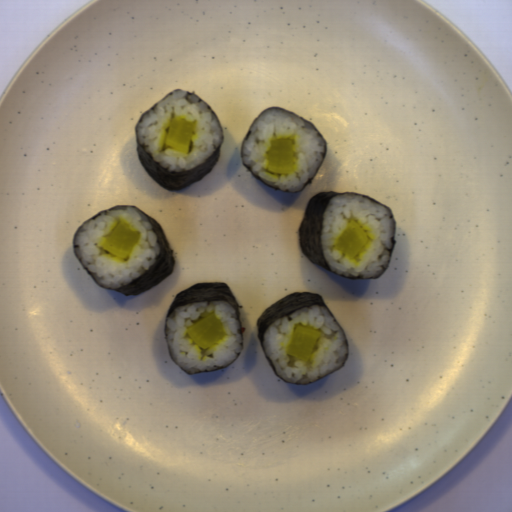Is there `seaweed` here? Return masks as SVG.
Wrapping results in <instances>:
<instances>
[{"label": "seaweed", "instance_id": "seaweed-5", "mask_svg": "<svg viewBox=\"0 0 512 512\" xmlns=\"http://www.w3.org/2000/svg\"><path fill=\"white\" fill-rule=\"evenodd\" d=\"M226 299L228 301H230L233 304V306L236 308L237 318L241 322L240 308H244V307L238 305L230 286L227 285L226 283H219V282L212 281V282L192 284L189 287H187L186 289H184L181 292H179L178 294H176L169 306L167 316H166V319L164 322L163 332H164L165 340H166V335H165L166 320L172 310H174L177 307L183 306L185 304L191 303V302H204V301H209V300H226ZM238 333L242 334V336H243L242 324H241V328L238 331ZM166 344H167V340H166ZM167 348H168V345H167ZM243 350H244V338H243ZM243 350H242V352H243ZM242 352L239 354V356L242 354ZM168 353L170 356L169 349H168ZM239 356H238V358H239ZM170 358H171V356H170ZM171 360H172V358H171ZM234 362H232L229 366H231ZM177 368L180 371H182L184 374L196 375V374L205 373V372H216V371L225 369L227 367L217 369L214 371H204V372H199V373H195V374L190 373V372H185L179 366H177Z\"/></svg>", "mask_w": 512, "mask_h": 512}, {"label": "seaweed", "instance_id": "seaweed-6", "mask_svg": "<svg viewBox=\"0 0 512 512\" xmlns=\"http://www.w3.org/2000/svg\"><path fill=\"white\" fill-rule=\"evenodd\" d=\"M273 108H280V109H282V110H284V111H286V112H288V113H291V114H293V115H295V116H297V117H299V118H301V119H303V120H305V121L309 122V123H310V124H311V125H312L316 130H317V132L321 135V137H322V138L324 139V141L326 142V151H325V154H323V155H324V159H323V161H322V163H321L320 167L318 168V170H317V172H316L315 176H313V177L309 178L308 182L305 184V186H304V188H305L308 184H312V182H313L314 178L317 176V174H318V172H319L320 168L322 167V165H323V163H324V161H325V158H326V152H327V144H328V140L325 138V136L320 132V130H319V129H318V128H317V127H316V126H315V125L310 121V120H308V119H306L305 117H303V116H301V115H299V114H297V113H295V112H292V111H290V110H288V109H286V108H284V107H275V106H274V107H270V108H265L264 110H262L261 112H259V113H258V115L256 116V118H255V119L253 120V122L251 123V125L256 121V119H257L261 114H263V113H264L265 111H267L268 109H273ZM251 125H250V127H249V129H248L247 133L245 134V136H244V138H243L242 142H241V146H240V158H241V160H242V146H243V142H244V140H245V139H247V138H248V136H249V134H250ZM242 163H243L244 167L246 168V170L251 174V177H253V178H255V179H257V180H259V181H261V182H262V180L260 179V177H259V176H256L255 174H253V173H252L250 166H247L246 164H244L243 160H242ZM262 183H263V182H262ZM264 184H265V183H264ZM265 185H267V184H265ZM267 186H269V185H267ZM269 187H271V186H269ZM271 188H273V187H271ZM304 188H303L301 191H297V192H289V193H294V194H295V193H298V192H302V191L304 190ZM273 189H275V188H273ZM275 190H278V189H275ZM279 191H280V190H279ZM286 192H288V190H287Z\"/></svg>", "mask_w": 512, "mask_h": 512}, {"label": "seaweed", "instance_id": "seaweed-2", "mask_svg": "<svg viewBox=\"0 0 512 512\" xmlns=\"http://www.w3.org/2000/svg\"><path fill=\"white\" fill-rule=\"evenodd\" d=\"M118 206H132V207L140 210L142 213H144L139 207H135L131 204H117V205H113L107 209L101 210L94 216H92L89 219H87L86 221H84L80 226H78L75 229V231L73 233V238H72V246H73L74 255H75L74 248L78 247V245H75V243H74V237L77 234V232L79 231V229L81 228V226L88 220L95 219L98 215H100L103 212L108 213L109 211L115 209ZM144 214L150 220L153 230L159 239L158 243L160 245L161 255L159 257H156V261L154 264H152L150 266L149 271H145L143 274L136 277L132 281L128 282L125 285H122L121 288L109 289V288L101 287L100 285H98L96 280L89 273V271L81 264L80 259L75 255V257L77 258L79 263L82 265V267L85 269V271L88 273V275L91 277L93 282L95 284H97L98 286H100L101 288L119 292L128 297L132 296V295H140V294L148 291L149 289L159 285L165 279H167L170 275L173 274V272L175 270L176 259L174 256L173 249L170 248V243L164 234V228L157 220H155L151 216L147 215L146 213H144Z\"/></svg>", "mask_w": 512, "mask_h": 512}, {"label": "seaweed", "instance_id": "seaweed-3", "mask_svg": "<svg viewBox=\"0 0 512 512\" xmlns=\"http://www.w3.org/2000/svg\"><path fill=\"white\" fill-rule=\"evenodd\" d=\"M177 89H182V88H176V89L172 90L171 92H169L168 94H172V92H174ZM185 91H187V90H185ZM187 92H188V95H192L193 94L195 96H198V95H196L193 92H189V91H187ZM167 95H165L163 98H161L153 106H151L150 108L145 110L138 117V119H137V121L135 123V126H134V136H135L137 155H138L139 160H140L142 166L144 167L146 173L158 185L162 186L163 188H165L167 190H170V191H173V192H179L182 189H184V188H186L188 186H191V185L195 184L196 182L200 181L209 172H212V170L214 169L215 165L217 164V162L219 160L221 148H222V145H223V142H224V136H223V141H222L221 145L211 155V157L208 160H206L205 162H203L200 165H198L197 167H195V168H192V169H189V170H186V171H182V172H178V173L176 171H170L169 172V171H167V168H163L162 166L159 165V163H156L155 161H153L152 154L151 153H147L146 151H144L145 145H141L138 142V138H137V135H136V126H137V124L139 122H141V116H143L144 114H146V113L150 112L151 110H153L155 108V106L161 100H163ZM198 98H199V102L202 100L204 103H206L208 105V108L211 109V111L217 116V118H218V120L220 122V119H219L218 115L212 109V107L206 101H204L200 96H198ZM220 125H221V127L223 129V126H222L221 122H220Z\"/></svg>", "mask_w": 512, "mask_h": 512}, {"label": "seaweed", "instance_id": "seaweed-4", "mask_svg": "<svg viewBox=\"0 0 512 512\" xmlns=\"http://www.w3.org/2000/svg\"><path fill=\"white\" fill-rule=\"evenodd\" d=\"M316 304L320 305V306H326L328 311L332 315L333 319L342 328V326L339 323V321L336 319V317L334 316L332 311L326 305L322 295L321 294L312 293V292H300V291L299 292H292V293H290V294L280 298L279 300L274 302L272 305L267 307L256 318L257 339H258V341L260 343V346H261V348H262V350H263V352H264V354H265V356H266V358H267V360H268V362H269V364H270V366L272 368L273 373L278 378H280L283 382H287V381L284 380L283 378H281L280 376H278L273 362L266 355L264 344H263V342H264V333H265L266 329L269 327V325L271 323H273L276 320L280 319L284 315L291 314V313H293L296 310H299V309H302V308H308V307H310L312 305H316ZM342 330H343V333H344L345 338H346L348 354H347V358H346L345 363L338 370H340L341 368H343L347 364L348 358H349V351H350V345H349L346 333H345L343 328H342ZM338 370H336V371H334V372H332L330 374H333V373L337 372ZM330 374H328V375H330ZM328 375H326V376H328ZM326 376H324V377H322V378H320V379H318L316 381H312V382L305 383V384L304 383H296V382H287V383L298 385V386L299 385H309V384L316 383V382L322 380Z\"/></svg>", "mask_w": 512, "mask_h": 512}, {"label": "seaweed", "instance_id": "seaweed-1", "mask_svg": "<svg viewBox=\"0 0 512 512\" xmlns=\"http://www.w3.org/2000/svg\"><path fill=\"white\" fill-rule=\"evenodd\" d=\"M342 194H352V193L335 192L332 190V191L318 192L309 198V200L305 206L304 218L299 226V233H298L299 245H300V248H301L303 254L306 255L308 260L312 264H314L316 267H318L319 269L325 270L327 272L336 274L338 276H341V277H344L347 279H358V280L364 279L360 276L355 277V276L349 275L348 277H346V276L339 275V274L335 273L327 265V263L324 259V256H323V251H322V246H321V231H322V223L324 221V218H323L322 214H323L330 198H332L335 195H342ZM353 194L364 196L366 198H369L373 202L379 203V204L384 205L387 208L391 209L394 220H395V234H396L397 221H396V217H395V214H394L392 208H390L389 206L385 205L384 203L380 202L379 200L375 199L372 196H368V195L361 194V193H353ZM395 234H394V237L391 238L392 243H393V248L387 249L388 251L391 252L388 266L378 278L383 276L384 273L387 271V269L390 266L391 259H392L393 253H394L395 244L397 242L395 240Z\"/></svg>", "mask_w": 512, "mask_h": 512}]
</instances>
